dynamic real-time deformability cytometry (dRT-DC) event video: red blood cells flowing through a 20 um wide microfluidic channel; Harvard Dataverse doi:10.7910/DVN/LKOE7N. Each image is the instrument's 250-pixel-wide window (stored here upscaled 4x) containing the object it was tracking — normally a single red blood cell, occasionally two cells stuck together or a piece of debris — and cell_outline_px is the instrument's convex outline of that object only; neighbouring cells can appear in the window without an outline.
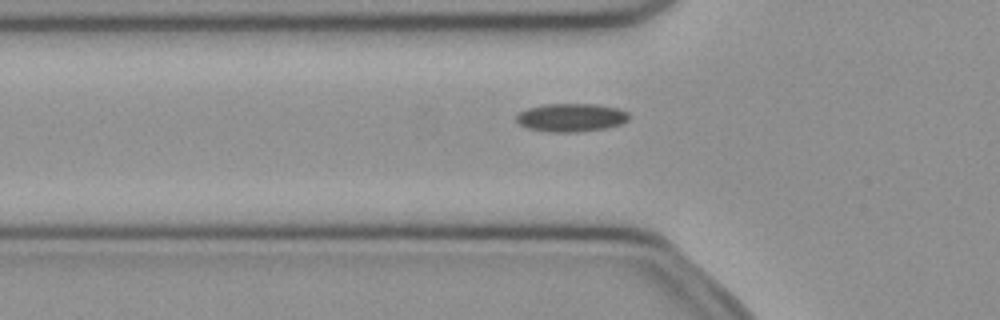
{"species": "common noctule bat (a hibernating species)", "species_latin": "Nyctalus noctula", "temperature_condition": "cold", "stored_images_in_passage": 51, "camera_frame_rate_fps": 3000, "um_per_image_px": 0.085, "animal": {"sex": "female", "body_mass_g": 21.9}, "frame": {"image": 1, "passage_image": 17, "time_ms": 5.333, "image_size_px": [1000, 320], "cell_outline_px": [[628, 120], [620, 124], [608, 128], [576, 132], [548, 132], [528, 128], [520, 124], [516, 120], [516, 116], [520, 112], [528, 108], [544, 104], [596, 104], [616, 108], [628, 112]], "centroid_in_image_um": [48.54, 9.99], "position_along_channel_um": 77.3, "area_um2": 18.5}}
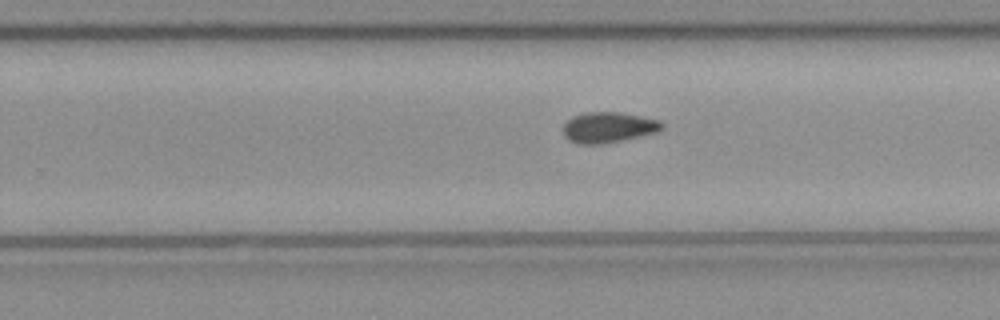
{"frame": {"image": 2, "passage_image": 32, "time_ms": 10.333, "image_size_px": [1000, 320], "cell_outline_px": [[664, 128], [660, 132], [604, 144], [576, 144], [568, 140], [564, 136], [564, 124], [572, 116], [584, 112], [620, 112], [660, 120], [664, 124]], "centroid_in_image_um": [51.73, 10.83], "position_along_channel_um": 278.1, "area_um2": 17.92}}
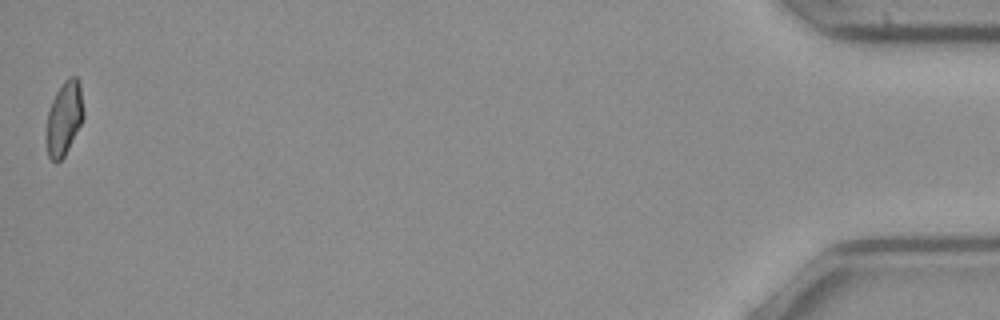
{"frame": {"image": 3, "passage_image": 51, "time_ms": 16.667, "image_size_px": [1000, 320], "cell_outline_px": [[84, 116], [64, 156], [56, 164], [48, 156], [48, 112], [52, 100], [56, 92], [64, 80], [68, 76], [76, 76], [80, 84], [84, 112]], "centroid_in_image_um": [5.48, 10.0], "position_along_channel_um": 429.7, "area_um2": 15.55}}